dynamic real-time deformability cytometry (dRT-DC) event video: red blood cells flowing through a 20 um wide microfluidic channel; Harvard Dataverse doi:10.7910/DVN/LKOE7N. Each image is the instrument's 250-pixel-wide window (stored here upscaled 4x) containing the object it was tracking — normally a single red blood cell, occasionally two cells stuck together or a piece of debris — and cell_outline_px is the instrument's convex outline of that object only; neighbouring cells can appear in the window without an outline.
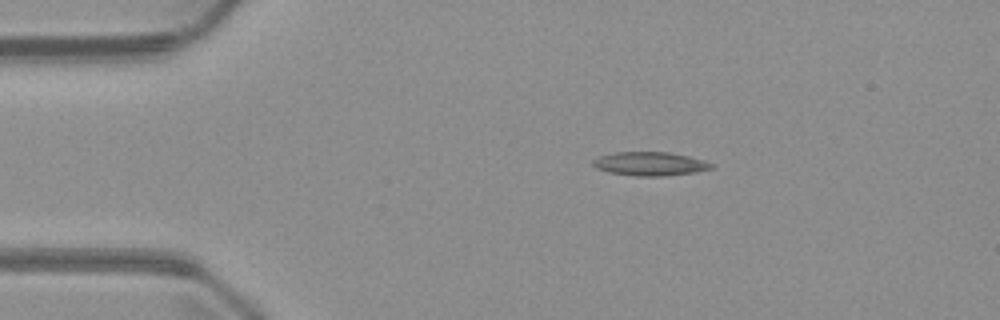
{"species": "common noctule bat (a hibernating species)", "species_latin": "Nyctalus noctula", "temperature_condition": "warm", "stored_images_in_passage": 4, "camera_frame_rate_fps": 3000, "um_per_image_px": 0.085, "animal": {"sex": "male", "body_mass_g": 23.1, "forearm_length_mm": 52.7}, "frame": {"image": 1, "passage_image": 2, "time_ms": 1.0, "image_size_px": [1000, 320], "cell_outline_px": [[716, 168], [696, 172], [660, 176], [636, 176], [608, 172], [596, 168], [592, 164], [592, 160], [600, 156], [612, 152], [668, 152], [688, 156], [704, 160], [712, 164]], "centroid_in_image_um": [55.25, 13.92], "position_along_channel_um": 29.8, "area_um2": 16.42}}
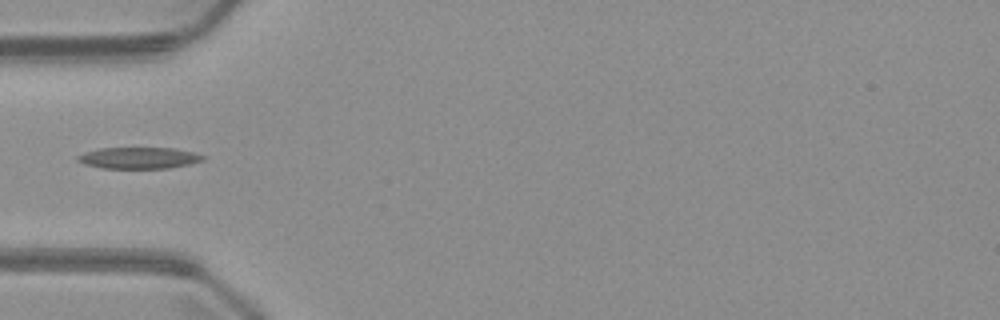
{"frame": {"image": 2, "passage_image": 4, "time_ms": 3.333, "image_size_px": [1000, 320], "cell_outline_px": [[208, 156], [204, 160], [188, 164], [168, 168], [100, 168], [84, 164], [76, 160], [76, 156], [84, 152], [100, 148], [176, 148]], "centroid_in_image_um": [11.79, 13.42], "position_along_channel_um": 73.2, "area_um2": 15.72}}